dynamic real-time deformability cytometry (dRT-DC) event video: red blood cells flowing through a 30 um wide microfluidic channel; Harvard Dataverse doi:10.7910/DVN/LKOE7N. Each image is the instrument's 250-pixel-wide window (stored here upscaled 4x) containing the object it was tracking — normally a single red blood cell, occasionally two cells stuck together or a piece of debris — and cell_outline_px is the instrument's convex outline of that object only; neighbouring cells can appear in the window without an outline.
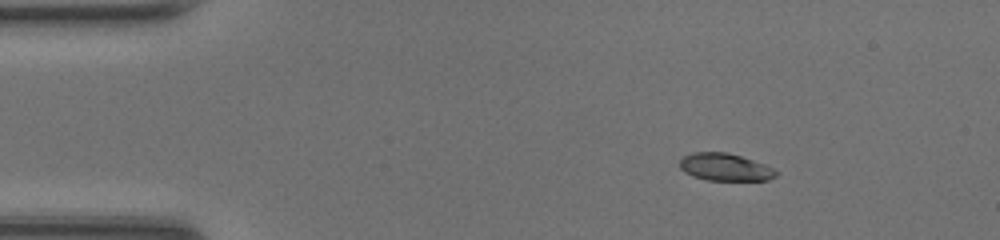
{"species": "common noctule bat (a hibernating species)", "species_latin": "Nyctalus noctula", "temperature_condition": "room temperature", "stored_images_in_passage": 42, "camera_frame_rate_fps": 3000, "um_per_image_px": 0.085, "animal": {"sex": "female", "body_mass_g": 20.0, "forearm_length_mm": 54.0}, "frame": {"image": 1, "passage_image": 1, "time_ms": 0.0, "image_size_px": [1000, 240], "cell_outline_px": [[780, 172], [776, 176], [768, 180], [708, 180], [692, 176], [684, 172], [680, 168], [680, 160], [684, 156], [692, 152], [728, 152], [764, 164]], "centroid_in_image_um": [61.62, 14.2], "position_along_channel_um": 23.4, "area_um2": 15.37}}
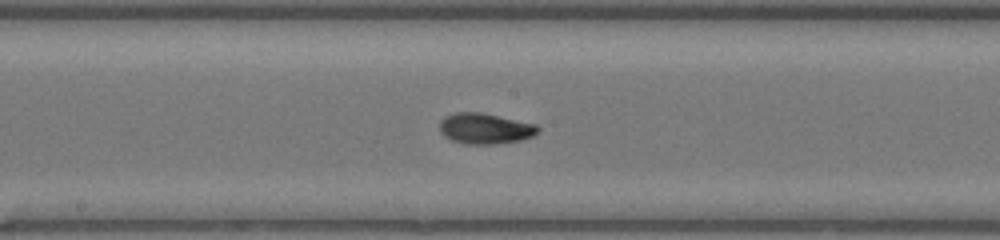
{"frame": {"image": 2, "passage_image": 19, "time_ms": 6.0, "image_size_px": [1000, 240], "cell_outline_px": [[540, 128], [532, 136], [520, 140], [496, 144], [464, 144], [452, 140], [444, 136], [440, 132], [440, 120], [444, 116], [456, 112], [480, 112], [536, 124]], "centroid_in_image_um": [41.19, 10.92], "position_along_channel_um": 207.0, "area_um2": 17.57}}
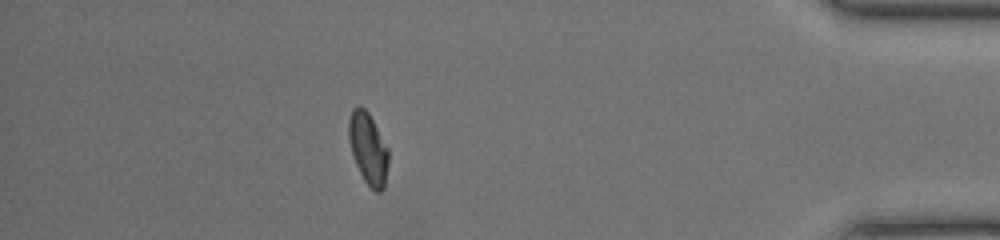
{"frame": {"image": 3, "passage_image": 36, "time_ms": 11.667, "image_size_px": [1000, 240], "cell_outline_px": [[388, 164], [384, 188], [380, 192], [376, 192], [364, 180], [356, 164], [352, 152], [348, 136], [348, 120], [352, 108], [356, 104], [360, 104], [368, 112], [388, 148]], "centroid_in_image_um": [31.28, 12.58], "position_along_channel_um": 403.9, "area_um2": 16.53}, "authors_computed_cell_mechanics": {"area_um2": 16.7331, "velocity_mm_per_s": 4.3394, "shape_relaxation_time_tau1_ms": 4.3823, "shape_relaxation_time_tau2_ms": 1.3186, "deformation_change_tau1": 0.17, "deformation_change_tau2": 0.0532}}